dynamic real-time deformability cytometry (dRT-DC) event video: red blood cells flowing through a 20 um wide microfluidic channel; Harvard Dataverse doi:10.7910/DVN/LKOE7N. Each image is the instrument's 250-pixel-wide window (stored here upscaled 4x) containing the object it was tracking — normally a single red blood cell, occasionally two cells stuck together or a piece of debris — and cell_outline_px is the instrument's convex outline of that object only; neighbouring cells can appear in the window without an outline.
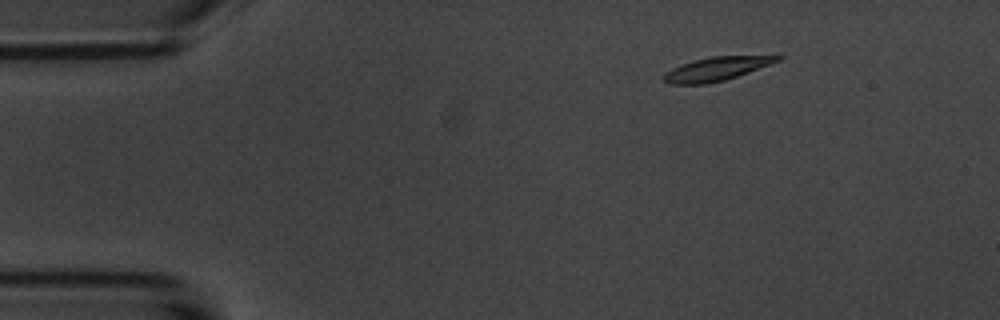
{"species": "common noctule bat (a hibernating species)", "species_latin": "Nyctalus noctula", "temperature_condition": "room temperature", "stored_images_in_passage": 3, "camera_frame_rate_fps": 3000, "um_per_image_px": 0.085, "animal": {"sex": "male", "body_mass_g": 20.1, "forearm_length_mm": 53.5}, "frame": {"image": 1, "passage_image": 1, "time_ms": 0.0, "image_size_px": [1000, 320], "cell_outline_px": [[784, 56], [780, 60], [772, 64], [724, 80], [704, 84], [668, 84], [660, 76], [664, 72], [672, 68], [692, 60], [712, 56], [780, 52]], "centroid_in_image_um": [61.06, 5.78], "position_along_channel_um": 23.9, "area_um2": 16.65}}
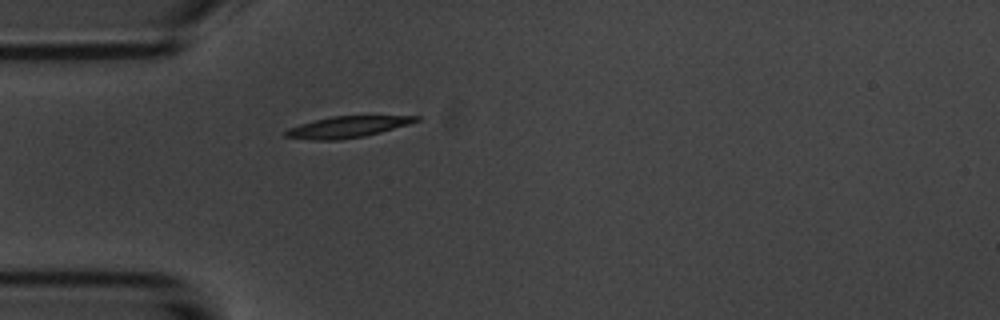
{"frame": {"image": 2, "passage_image": 3, "time_ms": 2.667, "image_size_px": [1000, 320], "cell_outline_px": [[420, 120], [408, 124], [380, 132], [364, 136], [340, 140], [312, 140], [284, 136], [284, 132], [288, 128], [300, 124], [332, 116], [420, 116]], "centroid_in_image_um": [29.5, 10.79], "position_along_channel_um": 55.5, "area_um2": 15.95}}